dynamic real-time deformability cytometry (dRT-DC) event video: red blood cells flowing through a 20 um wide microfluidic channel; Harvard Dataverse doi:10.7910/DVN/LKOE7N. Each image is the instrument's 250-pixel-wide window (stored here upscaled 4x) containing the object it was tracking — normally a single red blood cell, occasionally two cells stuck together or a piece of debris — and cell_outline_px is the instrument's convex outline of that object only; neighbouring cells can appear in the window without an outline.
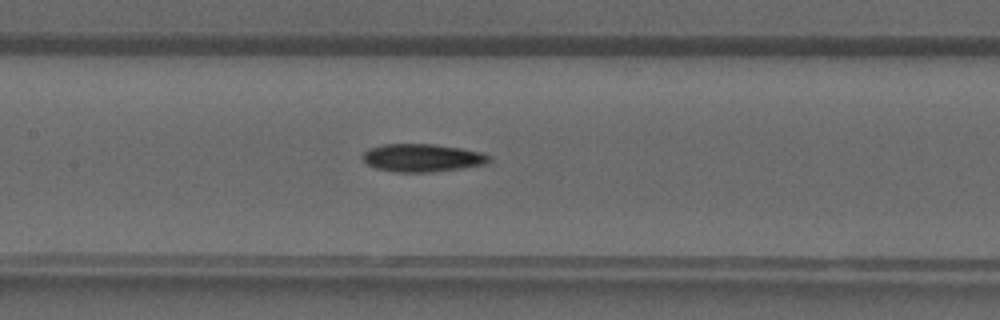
{"species": "common noctule bat (a hibernating species)", "species_latin": "Nyctalus noctula", "temperature_condition": "warm", "stored_images_in_passage": 40, "camera_frame_rate_fps": 3000, "um_per_image_px": 0.085, "animal": {"sex": "male", "forearm_length_mm": 52.5}, "frame": {"image": 1, "passage_image": 18, "time_ms": 5.667, "image_size_px": [1000, 320], "cell_outline_px": [[492, 160], [488, 164], [460, 168], [428, 172], [396, 172], [376, 168], [368, 164], [360, 156], [368, 148], [380, 144], [432, 144], [460, 148], [484, 152], [492, 156]], "centroid_in_image_um": [35.92, 13.4], "position_along_channel_um": 171.5, "area_um2": 20.75}}
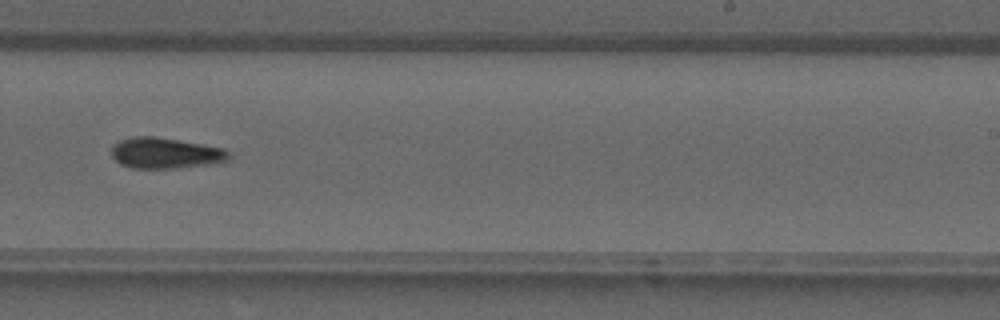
{"frame": {"image": 2, "passage_image": 24, "time_ms": 7.667, "image_size_px": [1000, 320], "cell_outline_px": [[232, 156], [228, 160], [212, 164], [172, 168], [132, 168], [120, 164], [112, 156], [112, 144], [120, 140], [132, 136], [156, 136], [224, 148]], "centroid_in_image_um": [14.05, 13.0], "position_along_channel_um": 275.0, "area_um2": 21.15}}
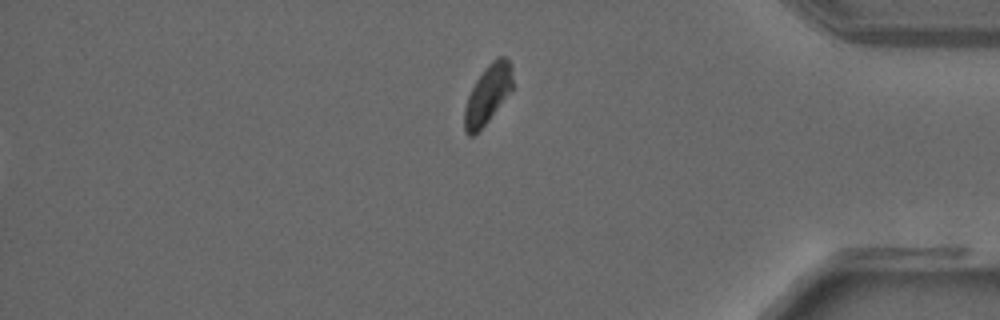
{"frame": {"image": 3, "passage_image": 40, "time_ms": 13.0, "image_size_px": [1000, 320], "cell_outline_px": [[512, 88], [488, 120], [472, 136], [468, 136], [464, 132], [464, 108], [468, 96], [476, 80], [484, 68], [492, 60], [500, 56], [504, 56], [512, 64]], "centroid_in_image_um": [41.44, 7.99], "position_along_channel_um": 393.8, "area_um2": 16.18}}